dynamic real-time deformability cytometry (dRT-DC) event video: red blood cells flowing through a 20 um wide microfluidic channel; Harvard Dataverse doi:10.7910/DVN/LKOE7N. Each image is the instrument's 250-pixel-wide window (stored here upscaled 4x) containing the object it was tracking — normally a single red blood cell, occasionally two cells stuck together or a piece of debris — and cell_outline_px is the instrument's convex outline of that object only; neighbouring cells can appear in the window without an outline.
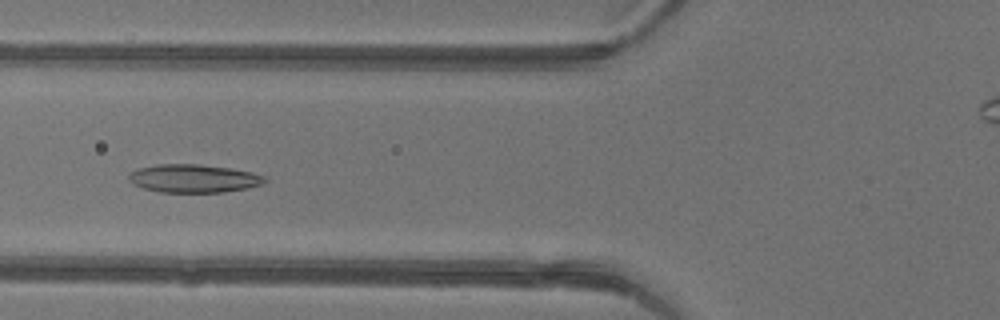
{"species": "common noctule bat (a hibernating species)", "species_latin": "Nyctalus noctula", "temperature_condition": "warm", "stored_images_in_passage": 39, "camera_frame_rate_fps": 3000, "um_per_image_px": 0.085, "animal": {"sex": "female"}, "frame": {"image": 1, "passage_image": 9, "time_ms": 2.667, "image_size_px": [1000, 320], "cell_outline_px": [[268, 180], [264, 184], [224, 192], [160, 192], [144, 188], [132, 184], [128, 180], [128, 176], [136, 168], [160, 164], [200, 164], [228, 168], [252, 172], [264, 176]], "centroid_in_image_um": [16.44, 15.16], "position_along_channel_um": 109.4, "area_um2": 22.31}}
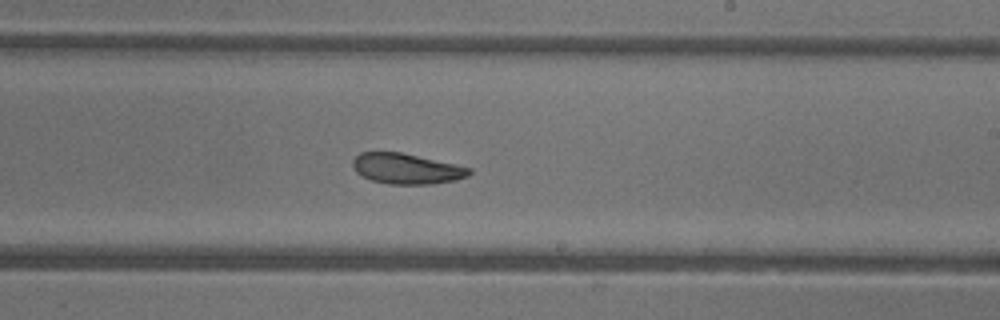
{"frame": {"image": 2, "passage_image": 19, "time_ms": 6.0, "image_size_px": [1000, 320], "cell_outline_px": [[472, 172], [468, 176], [456, 180], [432, 184], [388, 184], [372, 180], [360, 176], [352, 168], [352, 160], [360, 152], [400, 152], [456, 164], [472, 168]], "centroid_in_image_um": [34.54, 14.34], "position_along_channel_um": 254.5, "area_um2": 20.87}}
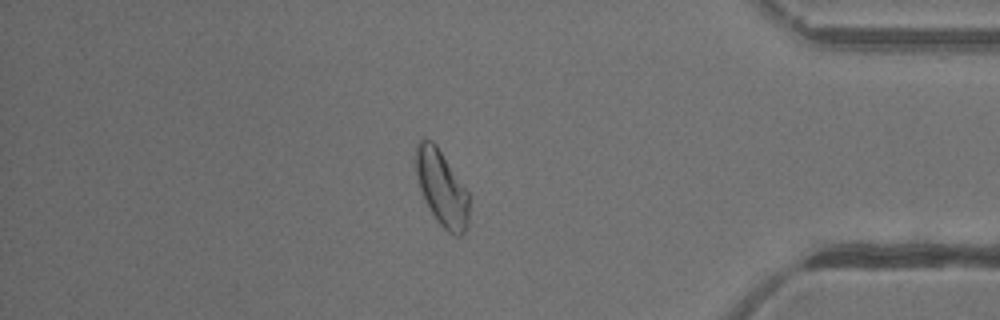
{"frame": {"image": 3, "passage_image": 31, "time_ms": 10.0, "image_size_px": [1000, 320], "cell_outline_px": [[468, 228], [460, 236], [456, 236], [448, 232], [436, 220], [428, 208], [420, 188], [416, 172], [416, 144], [420, 140], [432, 140], [436, 144], [468, 192]], "centroid_in_image_um": [37.55, 16.01], "position_along_channel_um": 397.6, "area_um2": 23.18}, "authors_computed_cell_mechanics": {"area_um2": 22.4842, "velocity_mm_per_s": 4.3608, "shape_relaxation_time_tau1_ms": 5.3618, "shape_relaxation_time_tau2_ms": 2.6458, "deformation_change_tau1": 0.1444, "deformation_change_tau2": 0.0832}}